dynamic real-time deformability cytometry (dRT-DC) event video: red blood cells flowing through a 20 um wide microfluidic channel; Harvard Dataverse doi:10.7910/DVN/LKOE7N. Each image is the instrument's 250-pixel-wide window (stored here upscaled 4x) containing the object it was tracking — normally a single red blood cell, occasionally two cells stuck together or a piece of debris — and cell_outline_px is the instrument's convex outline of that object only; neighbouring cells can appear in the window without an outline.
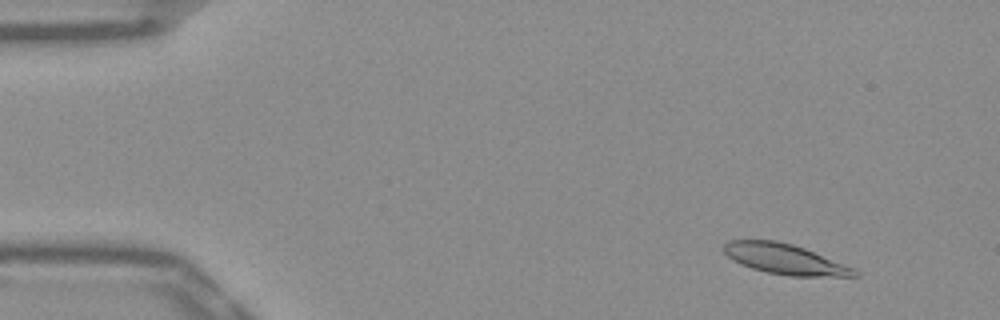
{"species": "Egyptian fruit bat (a non-hibernating species)", "species_latin": "Rousettus aegyptiacus", "temperature_condition": "warm", "stored_images_in_passage": 50, "camera_frame_rate_fps": 3000, "um_per_image_px": 0.085, "frame": {"image": 1, "passage_image": 2, "time_ms": 0.333, "image_size_px": [1000, 320], "cell_outline_px": [[860, 276], [788, 276], [768, 272], [752, 268], [740, 264], [732, 260], [724, 252], [724, 244], [728, 240], [776, 240], [792, 244], [804, 248], [844, 264], [860, 272]], "centroid_in_image_um": [66.69, 22.02], "position_along_channel_um": 18.3, "area_um2": 22.89}}
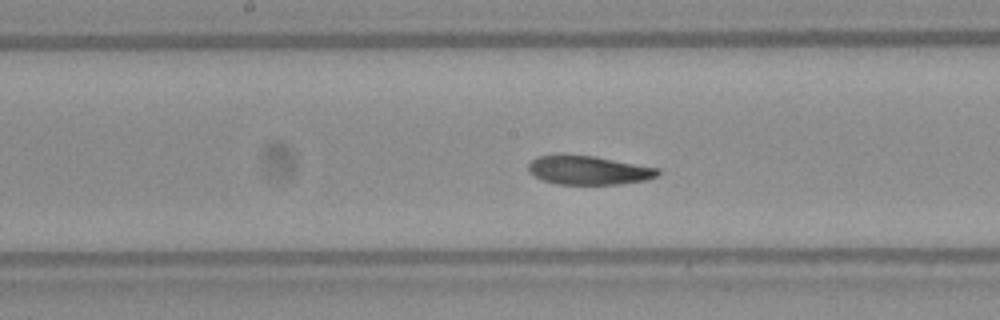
{"frame": {"image": 2, "passage_image": 24, "time_ms": 7.667, "image_size_px": [1000, 320], "cell_outline_px": [[660, 172], [656, 176], [648, 180], [620, 184], [556, 184], [544, 180], [528, 172], [528, 164], [536, 156], [592, 156], [660, 168]], "centroid_in_image_um": [50.06, 14.49], "position_along_channel_um": 198.1, "area_um2": 21.39}}
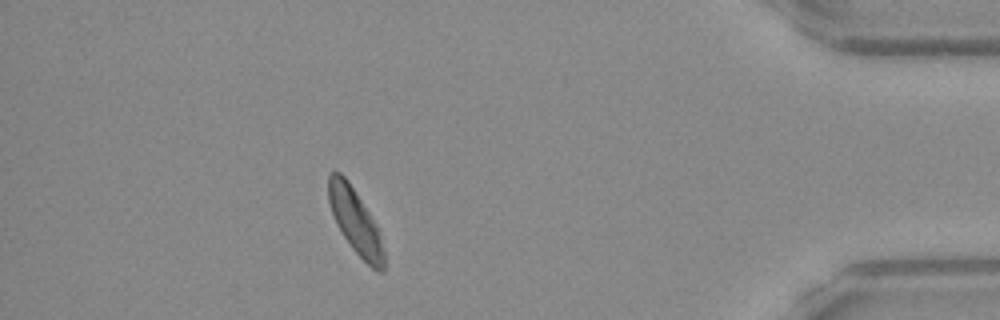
{"frame": {"image": 3, "passage_image": 44, "time_ms": 14.333, "image_size_px": [1000, 320], "cell_outline_px": [[384, 272], [376, 272], [352, 248], [336, 224], [328, 200], [328, 176], [332, 172], [340, 172], [348, 180], [376, 224], [384, 252]], "centroid_in_image_um": [30.19, 18.82], "position_along_channel_um": 405.0, "area_um2": 20.58}, "authors_computed_cell_mechanics": {"area_um2": 22.5709, "velocity_mm_per_s": 3.8202, "shape_relaxation_time_tau1_ms": 8.2993, "shape_relaxation_time_tau2_ms": 3.3559, "deformation_change_tau1": 0.2108, "deformation_change_tau2": 0.0901}}